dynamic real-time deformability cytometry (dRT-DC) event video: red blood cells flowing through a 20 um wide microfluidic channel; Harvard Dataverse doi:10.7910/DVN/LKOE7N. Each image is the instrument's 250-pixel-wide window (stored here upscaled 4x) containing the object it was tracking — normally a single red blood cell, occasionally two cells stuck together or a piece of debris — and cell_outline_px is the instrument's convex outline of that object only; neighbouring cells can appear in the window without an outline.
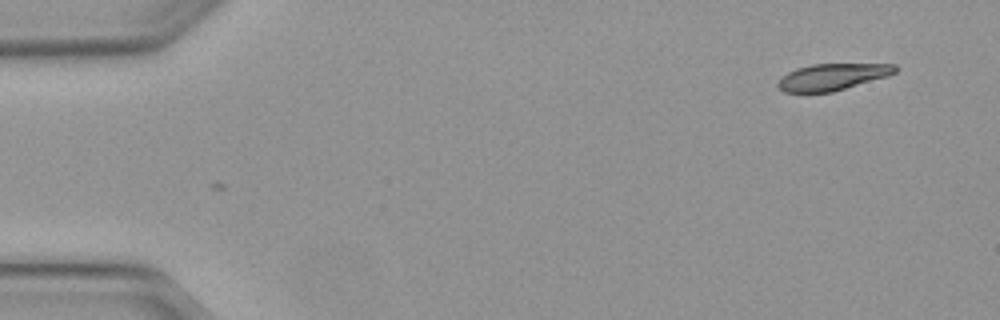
{"species": "Egyptian fruit bat (a non-hibernating species)", "species_latin": "Rousettus aegyptiacus", "temperature_condition": "warm", "stored_images_in_passage": 6, "camera_frame_rate_fps": 3000, "um_per_image_px": 0.085, "animal": {"sex": "female"}, "frame": {"image": 1, "passage_image": 6, "time_ms": 1.667, "image_size_px": [1000, 320], "cell_outline_px": [[900, 68], [896, 72], [888, 76], [832, 92], [784, 92], [776, 84], [788, 72], [796, 68], [812, 64], [896, 64]], "centroid_in_image_um": [70.8, 6.53], "position_along_channel_um": 14.2, "area_um2": 18.09}}